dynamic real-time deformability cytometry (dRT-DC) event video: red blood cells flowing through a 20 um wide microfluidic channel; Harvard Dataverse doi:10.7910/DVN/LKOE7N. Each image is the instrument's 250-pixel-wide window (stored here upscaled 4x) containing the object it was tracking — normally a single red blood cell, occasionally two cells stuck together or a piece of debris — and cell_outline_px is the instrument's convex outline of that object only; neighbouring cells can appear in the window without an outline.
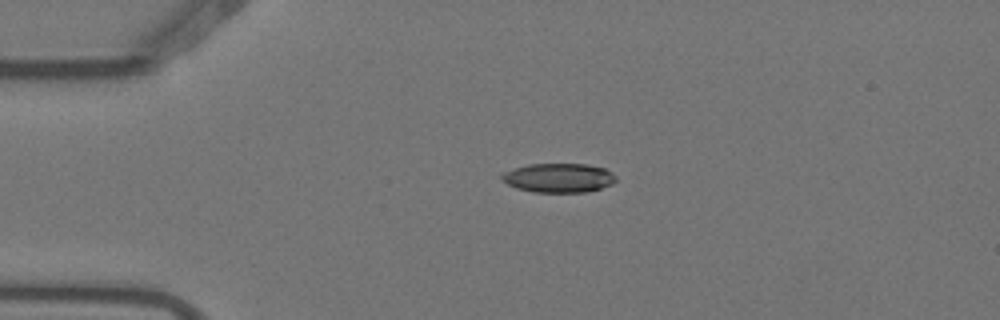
{"species": "Egyptian fruit bat (a non-hibernating species)", "species_latin": "Rousettus aegyptiacus", "temperature_condition": "warm", "stored_images_in_passage": 2, "camera_frame_rate_fps": 3000, "um_per_image_px": 0.085, "animal": {"sex": "female"}, "frame": {"image": 1, "passage_image": 1, "time_ms": 0.0, "image_size_px": [1000, 320], "cell_outline_px": [[616, 180], [612, 184], [588, 192], [532, 192], [516, 188], [508, 184], [500, 176], [500, 172], [528, 164], [588, 164], [604, 168], [612, 172], [616, 176]], "centroid_in_image_um": [47.48, 15.11], "position_along_channel_um": 37.5, "area_um2": 19.54}}
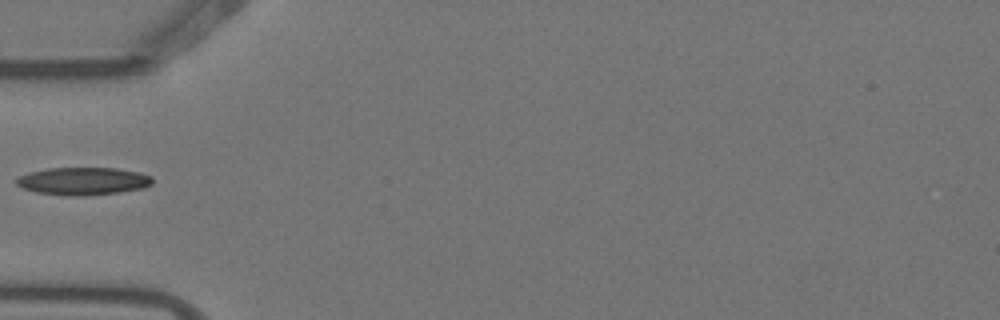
{"frame": {"image": 2, "passage_image": 2, "time_ms": 0.333, "image_size_px": [1000, 320], "cell_outline_px": [[152, 184], [144, 188], [120, 192], [84, 196], [68, 196], [36, 192], [24, 188], [16, 184], [16, 180], [20, 176], [28, 172], [48, 168], [116, 168], [140, 172], [152, 176]], "centroid_in_image_um": [7.09, 15.39], "position_along_channel_um": 77.9, "area_um2": 22.02}}